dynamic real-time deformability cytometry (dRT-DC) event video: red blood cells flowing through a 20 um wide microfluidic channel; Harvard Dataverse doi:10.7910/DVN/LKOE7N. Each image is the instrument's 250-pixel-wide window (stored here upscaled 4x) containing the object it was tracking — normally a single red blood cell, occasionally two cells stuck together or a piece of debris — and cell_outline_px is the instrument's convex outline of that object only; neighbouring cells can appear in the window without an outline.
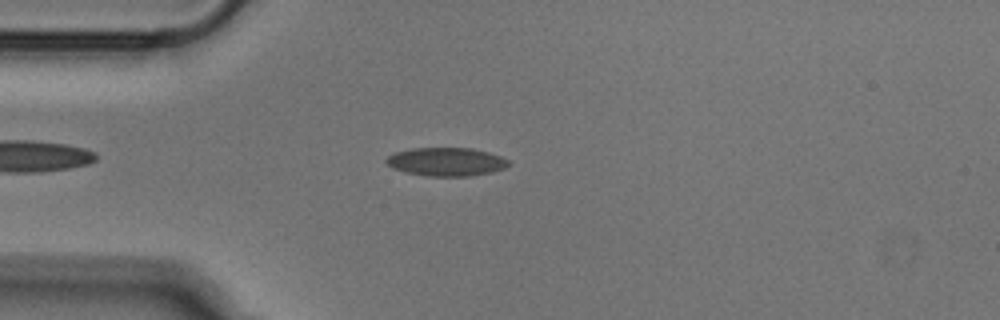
{"species": "Egyptian fruit bat (a non-hibernating species)", "species_latin": "Rousettus aegyptiacus", "temperature_condition": "cold", "stored_images_in_passage": 39, "camera_frame_rate_fps": 3000, "um_per_image_px": 0.085, "animal": {"sex": "male"}, "frame": {"image": 1, "passage_image": 1, "time_ms": 0.0, "image_size_px": [1000, 320], "cell_outline_px": [[512, 164], [504, 168], [492, 172], [468, 176], [428, 176], [408, 172], [392, 168], [384, 160], [388, 156], [396, 152], [412, 148], [472, 148], [488, 152], [500, 156], [508, 160]], "centroid_in_image_um": [37.95, 13.74], "position_along_channel_um": 47.0, "area_um2": 20.17}}
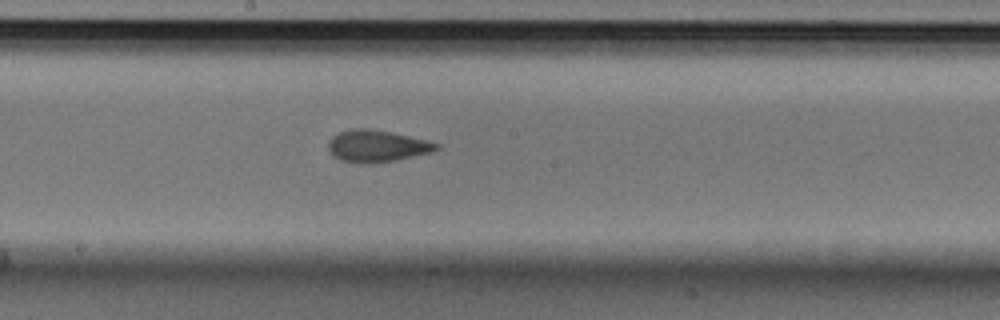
{"frame": {"image": 2, "passage_image": 15, "time_ms": 4.667, "image_size_px": [1000, 320], "cell_outline_px": [[440, 148], [432, 152], [396, 160], [372, 164], [360, 164], [340, 160], [332, 156], [328, 148], [328, 140], [332, 136], [340, 132], [352, 128], [368, 128], [408, 136], [440, 144]], "centroid_in_image_um": [31.99, 12.43], "position_along_channel_um": 216.2, "area_um2": 20.17}}
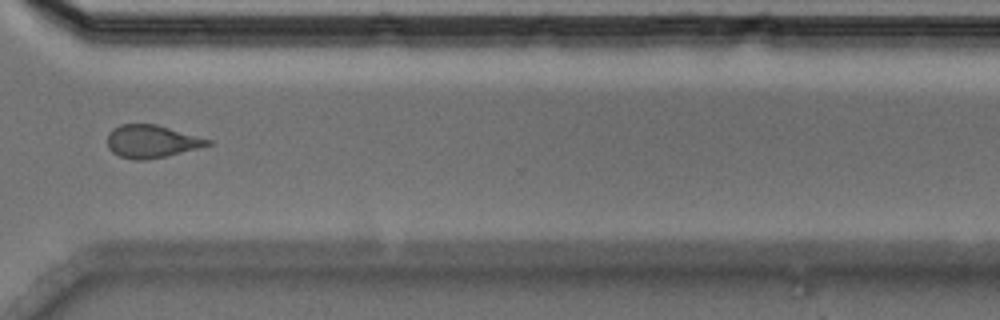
{"frame": {"image": 3, "passage_image": 26, "time_ms": 8.333, "image_size_px": [1000, 320], "cell_outline_px": [[212, 144], [148, 160], [132, 160], [120, 156], [112, 152], [108, 148], [108, 132], [112, 128], [120, 124], [156, 124], [212, 140]], "centroid_in_image_um": [12.83, 12.01], "position_along_channel_um": 357.8, "area_um2": 19.02}}